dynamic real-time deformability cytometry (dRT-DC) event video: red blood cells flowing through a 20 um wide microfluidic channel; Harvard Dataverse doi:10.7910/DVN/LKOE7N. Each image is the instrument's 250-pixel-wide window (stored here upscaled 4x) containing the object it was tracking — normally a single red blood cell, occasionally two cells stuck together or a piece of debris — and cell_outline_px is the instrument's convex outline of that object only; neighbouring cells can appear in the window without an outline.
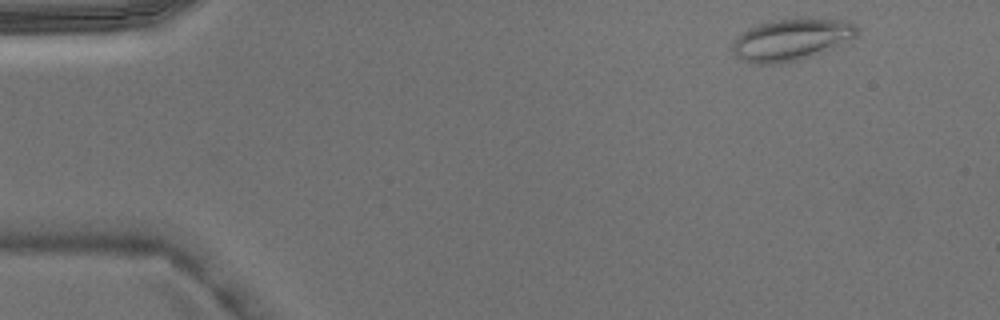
{"species": "Egyptian fruit bat (a non-hibernating species)", "species_latin": "Rousettus aegyptiacus", "temperature_condition": "warm", "stored_images_in_passage": 5, "camera_frame_rate_fps": 3000, "um_per_image_px": 0.085, "animal": {"sex": "male"}, "frame": {"image": 1, "passage_image": 1, "time_ms": 0.0, "image_size_px": [1000, 320], "cell_outline_px": [[860, 32], [852, 40], [812, 56], [784, 64], [752, 64], [736, 56], [732, 52], [732, 44], [736, 36], [740, 32], [748, 28], [772, 20], [804, 16], [848, 20], [856, 24], [860, 28]], "centroid_in_image_um": [67.31, 3.33], "position_along_channel_um": 17.7, "area_um2": 31.44}}